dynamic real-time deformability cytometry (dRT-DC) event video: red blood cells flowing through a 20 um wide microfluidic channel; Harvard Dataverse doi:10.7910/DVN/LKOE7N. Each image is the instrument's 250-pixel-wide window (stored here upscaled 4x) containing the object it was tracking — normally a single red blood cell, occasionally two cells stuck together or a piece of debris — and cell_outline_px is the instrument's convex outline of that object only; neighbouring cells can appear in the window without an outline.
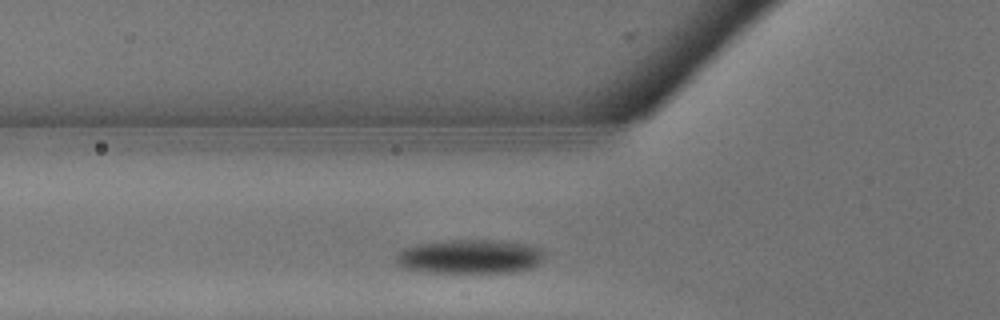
{"species": "common noctule bat (a hibernating species)", "species_latin": "Nyctalus noctula", "temperature_condition": "warm", "stored_images_in_passage": 14, "camera_frame_rate_fps": 3000, "um_per_image_px": 0.085, "animal": {"sex": "male", "body_mass_g": 13.3}, "frame": {"image": 1, "passage_image": 2, "time_ms": 0.333, "image_size_px": [1000, 320], "cell_outline_px": [[544, 252], [540, 260], [532, 268], [512, 272], [432, 272], [404, 268], [396, 264], [396, 256], [404, 248], [416, 244], [448, 240], [496, 240], [528, 244], [540, 248]], "centroid_in_image_um": [39.92, 21.8], "position_along_channel_um": 85.9, "area_um2": 29.3}}
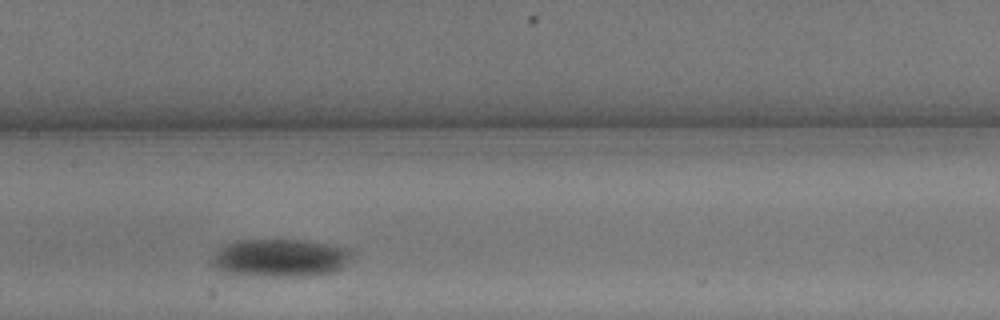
{"frame": {"image": 2, "passage_image": 6, "time_ms": 1.667, "image_size_px": [1000, 320], "cell_outline_px": [[352, 256], [348, 264], [344, 268], [332, 272], [308, 276], [272, 276], [228, 272], [216, 268], [212, 264], [212, 256], [224, 244], [236, 240], [300, 240], [328, 244], [352, 248]], "centroid_in_image_um": [23.89, 21.91], "position_along_channel_um": 183.5, "area_um2": 30.87}}
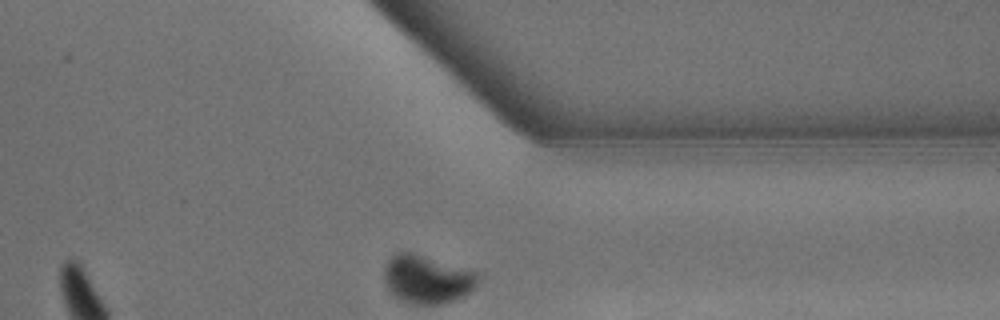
{"frame": {"image": 3, "passage_image": 14, "time_ms": 4.333, "image_size_px": [1000, 320], "cell_outline_px": [[484, 276], [476, 288], [452, 300], [440, 304], [416, 304], [400, 300], [384, 284], [384, 264], [396, 252], [416, 252], [476, 272]], "centroid_in_image_um": [36.31, 23.71], "position_along_channel_um": 375.1, "area_um2": 26.65}}